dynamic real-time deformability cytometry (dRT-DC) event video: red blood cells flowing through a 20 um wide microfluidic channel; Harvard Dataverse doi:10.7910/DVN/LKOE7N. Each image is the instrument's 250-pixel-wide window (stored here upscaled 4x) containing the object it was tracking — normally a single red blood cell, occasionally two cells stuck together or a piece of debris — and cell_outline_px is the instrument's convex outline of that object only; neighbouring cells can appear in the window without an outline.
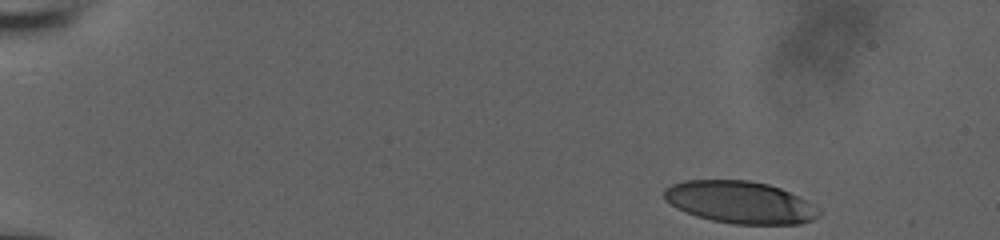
{"species": "human", "species_latin": "Homo sapiens", "temperature_condition": "room temperature", "stored_images_in_passage": 44, "camera_frame_rate_fps": 3000, "um_per_image_px": 0.085, "donor": {"sex": "male"}, "frame": {"image": 1, "passage_image": 1, "time_ms": 0.0, "image_size_px": [1000, 240], "cell_outline_px": [[820, 216], [812, 220], [800, 224], [732, 224], [712, 220], [696, 216], [676, 208], [664, 200], [664, 188], [672, 184], [684, 180], [748, 180], [768, 184], [780, 188], [808, 200], [820, 208]], "centroid_in_image_um": [62.92, 17.19], "position_along_channel_um": 22.1, "area_um2": 38.38}}
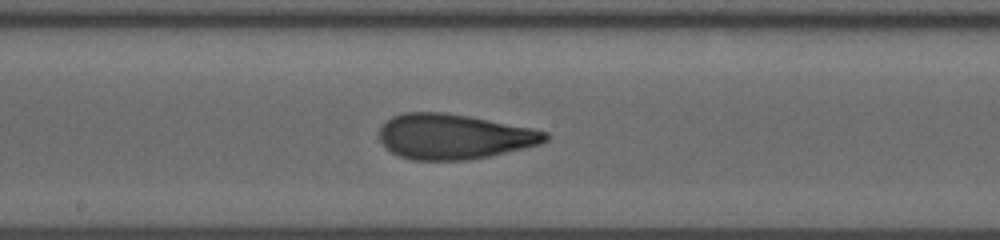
{"frame": {"image": 2, "passage_image": 26, "time_ms": 8.333, "image_size_px": [1000, 240], "cell_outline_px": [[548, 140], [540, 144], [524, 148], [488, 156], [468, 160], [412, 160], [400, 156], [392, 152], [380, 140], [380, 128], [392, 116], [404, 112], [444, 112], [468, 116], [532, 128], [548, 132]], "centroid_in_image_um": [38.59, 11.6], "position_along_channel_um": 209.6, "area_um2": 43.41}}
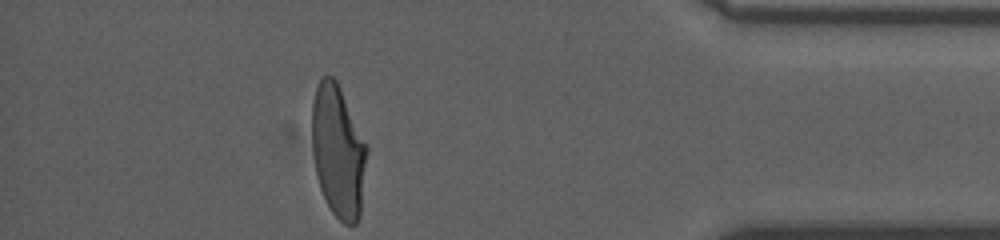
{"frame": {"image": 3, "passage_image": 44, "time_ms": 14.333, "image_size_px": [1000, 240], "cell_outline_px": [[368, 152], [360, 216], [356, 224], [344, 224], [332, 212], [320, 188], [316, 176], [312, 148], [312, 104], [316, 84], [320, 76], [332, 76], [336, 80], [340, 88], [368, 148]], "centroid_in_image_um": [28.73, 12.86], "position_along_channel_um": 406.5, "area_um2": 42.43}, "authors_computed_cell_mechanics": {"area_um2": 42.5119, "velocity_mm_per_s": 3.8719, "shape_relaxation_time_tau1_ms": 5.1564, "shape_relaxation_time_tau2_ms": 1.1323, "deformation_change_tau1": 0.197, "deformation_change_tau2": 0.0926}}